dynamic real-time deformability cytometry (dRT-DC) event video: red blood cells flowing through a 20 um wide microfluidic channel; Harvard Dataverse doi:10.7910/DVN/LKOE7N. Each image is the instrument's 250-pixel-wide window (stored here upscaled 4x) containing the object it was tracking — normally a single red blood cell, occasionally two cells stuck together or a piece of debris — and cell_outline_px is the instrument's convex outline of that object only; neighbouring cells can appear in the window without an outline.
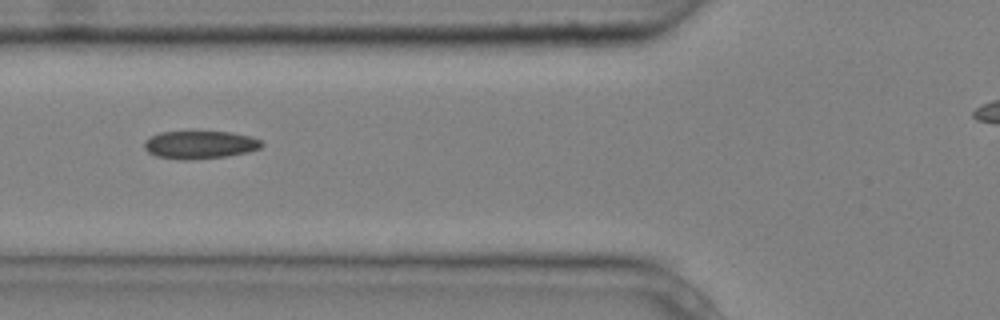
{"species": "common noctule bat (a hibernating species)", "species_latin": "Nyctalus noctula", "temperature_condition": "cold", "stored_images_in_passage": 3, "camera_frame_rate_fps": 3000, "um_per_image_px": 0.085, "animal": {"sex": "male", "body_mass_g": 20.4}, "frame": {"image": 1, "passage_image": 2, "time_ms": 0.333, "image_size_px": [1000, 320], "cell_outline_px": [[264, 144], [260, 148], [248, 152], [228, 156], [196, 160], [180, 160], [156, 156], [148, 152], [144, 148], [144, 140], [160, 132], [232, 132], [252, 136], [260, 140]], "centroid_in_image_um": [17.0, 12.32], "position_along_channel_um": 108.8, "area_um2": 19.31}}